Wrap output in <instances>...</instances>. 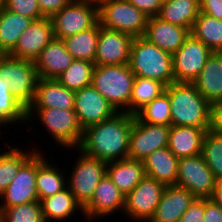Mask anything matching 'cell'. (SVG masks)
Masks as SVG:
<instances>
[{
    "label": "cell",
    "instance_id": "9c48e42d",
    "mask_svg": "<svg viewBox=\"0 0 222 222\" xmlns=\"http://www.w3.org/2000/svg\"><path fill=\"white\" fill-rule=\"evenodd\" d=\"M79 158L73 165L67 187L76 200L84 207L92 198L94 191L106 174L107 162L85 155L78 148Z\"/></svg>",
    "mask_w": 222,
    "mask_h": 222
},
{
    "label": "cell",
    "instance_id": "7bdbcfd3",
    "mask_svg": "<svg viewBox=\"0 0 222 222\" xmlns=\"http://www.w3.org/2000/svg\"><path fill=\"white\" fill-rule=\"evenodd\" d=\"M148 17L158 16L163 0H128Z\"/></svg>",
    "mask_w": 222,
    "mask_h": 222
},
{
    "label": "cell",
    "instance_id": "6da1fadb",
    "mask_svg": "<svg viewBox=\"0 0 222 222\" xmlns=\"http://www.w3.org/2000/svg\"><path fill=\"white\" fill-rule=\"evenodd\" d=\"M133 119V114L118 112L112 118L86 128L78 149L105 162L127 158Z\"/></svg>",
    "mask_w": 222,
    "mask_h": 222
},
{
    "label": "cell",
    "instance_id": "30bf717a",
    "mask_svg": "<svg viewBox=\"0 0 222 222\" xmlns=\"http://www.w3.org/2000/svg\"><path fill=\"white\" fill-rule=\"evenodd\" d=\"M165 185L154 178L145 176L139 184L125 196L122 213L132 221L148 222L161 201Z\"/></svg>",
    "mask_w": 222,
    "mask_h": 222
},
{
    "label": "cell",
    "instance_id": "c3c4849f",
    "mask_svg": "<svg viewBox=\"0 0 222 222\" xmlns=\"http://www.w3.org/2000/svg\"><path fill=\"white\" fill-rule=\"evenodd\" d=\"M9 125V123L0 116V129L3 127V126H7Z\"/></svg>",
    "mask_w": 222,
    "mask_h": 222
},
{
    "label": "cell",
    "instance_id": "484cf974",
    "mask_svg": "<svg viewBox=\"0 0 222 222\" xmlns=\"http://www.w3.org/2000/svg\"><path fill=\"white\" fill-rule=\"evenodd\" d=\"M145 175L165 186L175 185L179 159L166 146L155 150L143 160Z\"/></svg>",
    "mask_w": 222,
    "mask_h": 222
},
{
    "label": "cell",
    "instance_id": "5b68a950",
    "mask_svg": "<svg viewBox=\"0 0 222 222\" xmlns=\"http://www.w3.org/2000/svg\"><path fill=\"white\" fill-rule=\"evenodd\" d=\"M40 120L45 131L55 143L64 149L75 150L80 146L83 130L74 109L28 108L27 121Z\"/></svg>",
    "mask_w": 222,
    "mask_h": 222
},
{
    "label": "cell",
    "instance_id": "bcb514c9",
    "mask_svg": "<svg viewBox=\"0 0 222 222\" xmlns=\"http://www.w3.org/2000/svg\"><path fill=\"white\" fill-rule=\"evenodd\" d=\"M210 130L222 135V101L211 107V127Z\"/></svg>",
    "mask_w": 222,
    "mask_h": 222
},
{
    "label": "cell",
    "instance_id": "74e56055",
    "mask_svg": "<svg viewBox=\"0 0 222 222\" xmlns=\"http://www.w3.org/2000/svg\"><path fill=\"white\" fill-rule=\"evenodd\" d=\"M0 222H45L39 201L0 208Z\"/></svg>",
    "mask_w": 222,
    "mask_h": 222
},
{
    "label": "cell",
    "instance_id": "277c9868",
    "mask_svg": "<svg viewBox=\"0 0 222 222\" xmlns=\"http://www.w3.org/2000/svg\"><path fill=\"white\" fill-rule=\"evenodd\" d=\"M38 80L34 61L0 55V94H13L28 109Z\"/></svg>",
    "mask_w": 222,
    "mask_h": 222
},
{
    "label": "cell",
    "instance_id": "d590c367",
    "mask_svg": "<svg viewBox=\"0 0 222 222\" xmlns=\"http://www.w3.org/2000/svg\"><path fill=\"white\" fill-rule=\"evenodd\" d=\"M135 116L142 122L171 126L170 99L165 91L140 109Z\"/></svg>",
    "mask_w": 222,
    "mask_h": 222
},
{
    "label": "cell",
    "instance_id": "e0dca14e",
    "mask_svg": "<svg viewBox=\"0 0 222 222\" xmlns=\"http://www.w3.org/2000/svg\"><path fill=\"white\" fill-rule=\"evenodd\" d=\"M125 196L115 186L107 174L98 183L91 200L83 207L86 220L108 218L124 210ZM108 216V217H107Z\"/></svg>",
    "mask_w": 222,
    "mask_h": 222
},
{
    "label": "cell",
    "instance_id": "8d00e7d4",
    "mask_svg": "<svg viewBox=\"0 0 222 222\" xmlns=\"http://www.w3.org/2000/svg\"><path fill=\"white\" fill-rule=\"evenodd\" d=\"M201 155L217 181L222 180V135L207 130L203 137Z\"/></svg>",
    "mask_w": 222,
    "mask_h": 222
},
{
    "label": "cell",
    "instance_id": "ba28073f",
    "mask_svg": "<svg viewBox=\"0 0 222 222\" xmlns=\"http://www.w3.org/2000/svg\"><path fill=\"white\" fill-rule=\"evenodd\" d=\"M54 36L64 39L79 32L87 31L99 23L98 2L73 0L51 18Z\"/></svg>",
    "mask_w": 222,
    "mask_h": 222
},
{
    "label": "cell",
    "instance_id": "f546056e",
    "mask_svg": "<svg viewBox=\"0 0 222 222\" xmlns=\"http://www.w3.org/2000/svg\"><path fill=\"white\" fill-rule=\"evenodd\" d=\"M199 13V0H163L158 17L191 30Z\"/></svg>",
    "mask_w": 222,
    "mask_h": 222
},
{
    "label": "cell",
    "instance_id": "8992f818",
    "mask_svg": "<svg viewBox=\"0 0 222 222\" xmlns=\"http://www.w3.org/2000/svg\"><path fill=\"white\" fill-rule=\"evenodd\" d=\"M134 78L129 64L95 66L92 85L117 112H125L130 106Z\"/></svg>",
    "mask_w": 222,
    "mask_h": 222
},
{
    "label": "cell",
    "instance_id": "ab89813d",
    "mask_svg": "<svg viewBox=\"0 0 222 222\" xmlns=\"http://www.w3.org/2000/svg\"><path fill=\"white\" fill-rule=\"evenodd\" d=\"M4 8L11 12L32 18L34 21L44 18L37 0H4Z\"/></svg>",
    "mask_w": 222,
    "mask_h": 222
},
{
    "label": "cell",
    "instance_id": "3957f363",
    "mask_svg": "<svg viewBox=\"0 0 222 222\" xmlns=\"http://www.w3.org/2000/svg\"><path fill=\"white\" fill-rule=\"evenodd\" d=\"M129 66L135 76L160 81L166 86L175 82L172 55L143 36L133 38Z\"/></svg>",
    "mask_w": 222,
    "mask_h": 222
},
{
    "label": "cell",
    "instance_id": "1f68e13d",
    "mask_svg": "<svg viewBox=\"0 0 222 222\" xmlns=\"http://www.w3.org/2000/svg\"><path fill=\"white\" fill-rule=\"evenodd\" d=\"M190 33L212 52H222V20L200 11Z\"/></svg>",
    "mask_w": 222,
    "mask_h": 222
},
{
    "label": "cell",
    "instance_id": "f1b7e54d",
    "mask_svg": "<svg viewBox=\"0 0 222 222\" xmlns=\"http://www.w3.org/2000/svg\"><path fill=\"white\" fill-rule=\"evenodd\" d=\"M33 21L4 7L0 9V55H7L15 48L20 36Z\"/></svg>",
    "mask_w": 222,
    "mask_h": 222
},
{
    "label": "cell",
    "instance_id": "b9f144b4",
    "mask_svg": "<svg viewBox=\"0 0 222 222\" xmlns=\"http://www.w3.org/2000/svg\"><path fill=\"white\" fill-rule=\"evenodd\" d=\"M72 1L73 0H37L41 14L44 18H51Z\"/></svg>",
    "mask_w": 222,
    "mask_h": 222
},
{
    "label": "cell",
    "instance_id": "7402d4cb",
    "mask_svg": "<svg viewBox=\"0 0 222 222\" xmlns=\"http://www.w3.org/2000/svg\"><path fill=\"white\" fill-rule=\"evenodd\" d=\"M74 100L75 91L56 79L39 78L33 102L28 108L74 109Z\"/></svg>",
    "mask_w": 222,
    "mask_h": 222
},
{
    "label": "cell",
    "instance_id": "5bb4252c",
    "mask_svg": "<svg viewBox=\"0 0 222 222\" xmlns=\"http://www.w3.org/2000/svg\"><path fill=\"white\" fill-rule=\"evenodd\" d=\"M74 111L83 131L118 113L93 85L75 91Z\"/></svg>",
    "mask_w": 222,
    "mask_h": 222
},
{
    "label": "cell",
    "instance_id": "ac0fdd59",
    "mask_svg": "<svg viewBox=\"0 0 222 222\" xmlns=\"http://www.w3.org/2000/svg\"><path fill=\"white\" fill-rule=\"evenodd\" d=\"M54 30L50 18L33 21L20 36L11 57L34 61L43 48L53 39Z\"/></svg>",
    "mask_w": 222,
    "mask_h": 222
},
{
    "label": "cell",
    "instance_id": "83f0119b",
    "mask_svg": "<svg viewBox=\"0 0 222 222\" xmlns=\"http://www.w3.org/2000/svg\"><path fill=\"white\" fill-rule=\"evenodd\" d=\"M40 203L45 222H61V220L66 222L78 211L81 215L84 214L83 207L68 187L50 197L43 198Z\"/></svg>",
    "mask_w": 222,
    "mask_h": 222
},
{
    "label": "cell",
    "instance_id": "cb8c5ba5",
    "mask_svg": "<svg viewBox=\"0 0 222 222\" xmlns=\"http://www.w3.org/2000/svg\"><path fill=\"white\" fill-rule=\"evenodd\" d=\"M209 129L190 126H170L169 150L178 158L193 157L202 153L203 137Z\"/></svg>",
    "mask_w": 222,
    "mask_h": 222
},
{
    "label": "cell",
    "instance_id": "4fadbf2b",
    "mask_svg": "<svg viewBox=\"0 0 222 222\" xmlns=\"http://www.w3.org/2000/svg\"><path fill=\"white\" fill-rule=\"evenodd\" d=\"M170 126L140 121L135 115L129 139V159L143 160L168 145Z\"/></svg>",
    "mask_w": 222,
    "mask_h": 222
},
{
    "label": "cell",
    "instance_id": "e575fe53",
    "mask_svg": "<svg viewBox=\"0 0 222 222\" xmlns=\"http://www.w3.org/2000/svg\"><path fill=\"white\" fill-rule=\"evenodd\" d=\"M94 67V62L74 59L72 64L56 80L70 90H80L92 85Z\"/></svg>",
    "mask_w": 222,
    "mask_h": 222
},
{
    "label": "cell",
    "instance_id": "f6af8a7d",
    "mask_svg": "<svg viewBox=\"0 0 222 222\" xmlns=\"http://www.w3.org/2000/svg\"><path fill=\"white\" fill-rule=\"evenodd\" d=\"M200 11L222 20V0H199Z\"/></svg>",
    "mask_w": 222,
    "mask_h": 222
},
{
    "label": "cell",
    "instance_id": "7dc6e473",
    "mask_svg": "<svg viewBox=\"0 0 222 222\" xmlns=\"http://www.w3.org/2000/svg\"><path fill=\"white\" fill-rule=\"evenodd\" d=\"M211 199L222 208V180L216 182Z\"/></svg>",
    "mask_w": 222,
    "mask_h": 222
},
{
    "label": "cell",
    "instance_id": "7a4b0ae2",
    "mask_svg": "<svg viewBox=\"0 0 222 222\" xmlns=\"http://www.w3.org/2000/svg\"><path fill=\"white\" fill-rule=\"evenodd\" d=\"M165 91L170 99L171 125L210 129L212 105L192 82H173Z\"/></svg>",
    "mask_w": 222,
    "mask_h": 222
},
{
    "label": "cell",
    "instance_id": "681fc988",
    "mask_svg": "<svg viewBox=\"0 0 222 222\" xmlns=\"http://www.w3.org/2000/svg\"><path fill=\"white\" fill-rule=\"evenodd\" d=\"M4 7V0H0V9Z\"/></svg>",
    "mask_w": 222,
    "mask_h": 222
},
{
    "label": "cell",
    "instance_id": "52a82bcc",
    "mask_svg": "<svg viewBox=\"0 0 222 222\" xmlns=\"http://www.w3.org/2000/svg\"><path fill=\"white\" fill-rule=\"evenodd\" d=\"M99 23L102 27L134 37L144 36L148 16L128 0H100Z\"/></svg>",
    "mask_w": 222,
    "mask_h": 222
},
{
    "label": "cell",
    "instance_id": "9a60e30c",
    "mask_svg": "<svg viewBox=\"0 0 222 222\" xmlns=\"http://www.w3.org/2000/svg\"><path fill=\"white\" fill-rule=\"evenodd\" d=\"M37 152L19 169L6 190L0 195V208L39 201L36 190ZM3 202V203H2Z\"/></svg>",
    "mask_w": 222,
    "mask_h": 222
},
{
    "label": "cell",
    "instance_id": "ee69618b",
    "mask_svg": "<svg viewBox=\"0 0 222 222\" xmlns=\"http://www.w3.org/2000/svg\"><path fill=\"white\" fill-rule=\"evenodd\" d=\"M203 222H222V208L211 198L204 199Z\"/></svg>",
    "mask_w": 222,
    "mask_h": 222
},
{
    "label": "cell",
    "instance_id": "d6a6232c",
    "mask_svg": "<svg viewBox=\"0 0 222 222\" xmlns=\"http://www.w3.org/2000/svg\"><path fill=\"white\" fill-rule=\"evenodd\" d=\"M99 37V23L84 32L68 36L63 40L67 51L74 59L95 61L97 42Z\"/></svg>",
    "mask_w": 222,
    "mask_h": 222
},
{
    "label": "cell",
    "instance_id": "ffe728a7",
    "mask_svg": "<svg viewBox=\"0 0 222 222\" xmlns=\"http://www.w3.org/2000/svg\"><path fill=\"white\" fill-rule=\"evenodd\" d=\"M196 197L178 185L165 186L154 215L148 222H179Z\"/></svg>",
    "mask_w": 222,
    "mask_h": 222
},
{
    "label": "cell",
    "instance_id": "44dd1931",
    "mask_svg": "<svg viewBox=\"0 0 222 222\" xmlns=\"http://www.w3.org/2000/svg\"><path fill=\"white\" fill-rule=\"evenodd\" d=\"M73 61L63 40L54 38L43 48L34 64L39 78L56 79Z\"/></svg>",
    "mask_w": 222,
    "mask_h": 222
},
{
    "label": "cell",
    "instance_id": "8fae6325",
    "mask_svg": "<svg viewBox=\"0 0 222 222\" xmlns=\"http://www.w3.org/2000/svg\"><path fill=\"white\" fill-rule=\"evenodd\" d=\"M216 182L201 154L179 159L176 185L189 190L196 198H211Z\"/></svg>",
    "mask_w": 222,
    "mask_h": 222
},
{
    "label": "cell",
    "instance_id": "60d3db41",
    "mask_svg": "<svg viewBox=\"0 0 222 222\" xmlns=\"http://www.w3.org/2000/svg\"><path fill=\"white\" fill-rule=\"evenodd\" d=\"M203 217L204 199L196 198L181 216L179 222H203Z\"/></svg>",
    "mask_w": 222,
    "mask_h": 222
},
{
    "label": "cell",
    "instance_id": "2e32d148",
    "mask_svg": "<svg viewBox=\"0 0 222 222\" xmlns=\"http://www.w3.org/2000/svg\"><path fill=\"white\" fill-rule=\"evenodd\" d=\"M132 41L131 35L104 28L99 23L95 66L129 64Z\"/></svg>",
    "mask_w": 222,
    "mask_h": 222
},
{
    "label": "cell",
    "instance_id": "4dcf8cb0",
    "mask_svg": "<svg viewBox=\"0 0 222 222\" xmlns=\"http://www.w3.org/2000/svg\"><path fill=\"white\" fill-rule=\"evenodd\" d=\"M10 147V148H9ZM20 147H12L2 151L0 154V195L6 190L14 179L19 169L41 149L31 148L30 151ZM35 149V150H34ZM26 150V151H24Z\"/></svg>",
    "mask_w": 222,
    "mask_h": 222
},
{
    "label": "cell",
    "instance_id": "603a6c76",
    "mask_svg": "<svg viewBox=\"0 0 222 222\" xmlns=\"http://www.w3.org/2000/svg\"><path fill=\"white\" fill-rule=\"evenodd\" d=\"M192 83L211 105L222 101V52H213L210 55Z\"/></svg>",
    "mask_w": 222,
    "mask_h": 222
},
{
    "label": "cell",
    "instance_id": "4316f807",
    "mask_svg": "<svg viewBox=\"0 0 222 222\" xmlns=\"http://www.w3.org/2000/svg\"><path fill=\"white\" fill-rule=\"evenodd\" d=\"M43 153V151H37L36 190L39 202L43 198L50 197L65 189L67 187L66 181L68 180V177L65 178V176H69V174L64 175V172H61L62 169L60 170L56 163L54 166L49 163L50 160H47Z\"/></svg>",
    "mask_w": 222,
    "mask_h": 222
},
{
    "label": "cell",
    "instance_id": "7c38bea8",
    "mask_svg": "<svg viewBox=\"0 0 222 222\" xmlns=\"http://www.w3.org/2000/svg\"><path fill=\"white\" fill-rule=\"evenodd\" d=\"M213 52L191 33L172 55L175 82H192L200 74Z\"/></svg>",
    "mask_w": 222,
    "mask_h": 222
},
{
    "label": "cell",
    "instance_id": "836d02e7",
    "mask_svg": "<svg viewBox=\"0 0 222 222\" xmlns=\"http://www.w3.org/2000/svg\"><path fill=\"white\" fill-rule=\"evenodd\" d=\"M166 90V85L160 81L135 76L130 98V106L126 113L135 115L146 104Z\"/></svg>",
    "mask_w": 222,
    "mask_h": 222
},
{
    "label": "cell",
    "instance_id": "f35d334b",
    "mask_svg": "<svg viewBox=\"0 0 222 222\" xmlns=\"http://www.w3.org/2000/svg\"><path fill=\"white\" fill-rule=\"evenodd\" d=\"M0 116L13 126L15 123H29L27 109L13 94H0Z\"/></svg>",
    "mask_w": 222,
    "mask_h": 222
},
{
    "label": "cell",
    "instance_id": "d6986e66",
    "mask_svg": "<svg viewBox=\"0 0 222 222\" xmlns=\"http://www.w3.org/2000/svg\"><path fill=\"white\" fill-rule=\"evenodd\" d=\"M189 29L164 21L158 16L148 17L143 37L173 55L190 34Z\"/></svg>",
    "mask_w": 222,
    "mask_h": 222
},
{
    "label": "cell",
    "instance_id": "d4e9b609",
    "mask_svg": "<svg viewBox=\"0 0 222 222\" xmlns=\"http://www.w3.org/2000/svg\"><path fill=\"white\" fill-rule=\"evenodd\" d=\"M106 174L124 196L146 176L143 161L129 158L107 162Z\"/></svg>",
    "mask_w": 222,
    "mask_h": 222
}]
</instances>
